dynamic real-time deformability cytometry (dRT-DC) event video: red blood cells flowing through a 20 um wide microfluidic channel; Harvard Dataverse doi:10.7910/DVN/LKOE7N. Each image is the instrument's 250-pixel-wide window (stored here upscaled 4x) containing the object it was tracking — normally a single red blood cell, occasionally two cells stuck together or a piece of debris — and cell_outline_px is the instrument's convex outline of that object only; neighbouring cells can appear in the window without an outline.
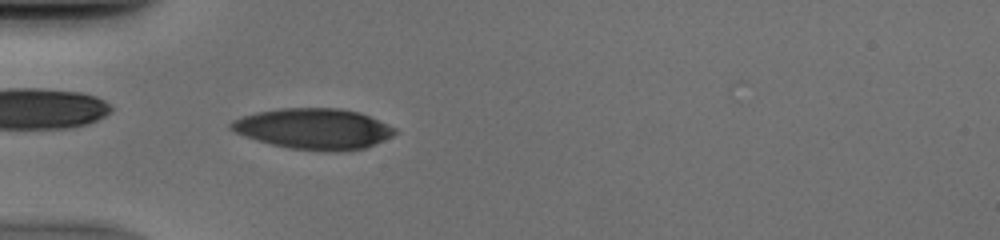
{"species": "human", "species_latin": "Homo sapiens", "temperature_condition": "cold", "stored_images_in_passage": 51, "camera_frame_rate_fps": 3000, "um_per_image_px": 0.085, "donor": {"sex": "male"}, "frame": {"image": 1, "passage_image": 16, "time_ms": 5.0, "image_size_px": [1000, 240], "cell_outline_px": [[396, 132], [392, 136], [364, 148], [336, 152], [324, 152], [288, 148], [256, 140], [244, 136], [228, 128], [228, 124], [232, 120], [240, 116], [260, 112], [284, 108], [336, 108], [356, 112], [368, 116], [396, 128]], "centroid_in_image_um": [26.62, 10.96], "position_along_channel_um": 58.4, "area_um2": 38.73}}
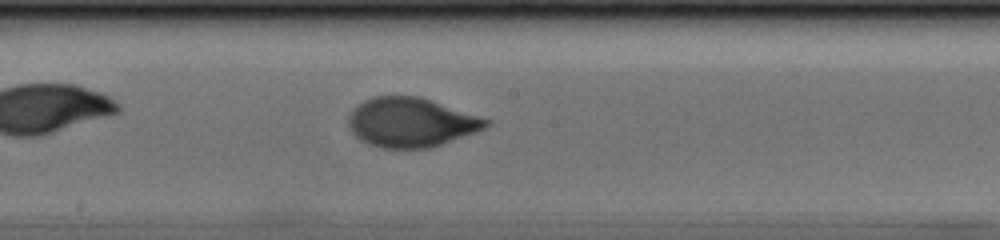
{"frame": {"image": 2, "passage_image": 28, "time_ms": 9.0, "image_size_px": [1000, 240], "cell_outline_px": [[488, 124], [484, 128], [440, 144], [428, 148], [380, 148], [368, 144], [360, 140], [352, 132], [348, 124], [348, 116], [364, 100], [372, 96], [420, 96], [488, 120]], "centroid_in_image_um": [34.85, 10.4], "position_along_channel_um": 213.3, "area_um2": 38.78}}
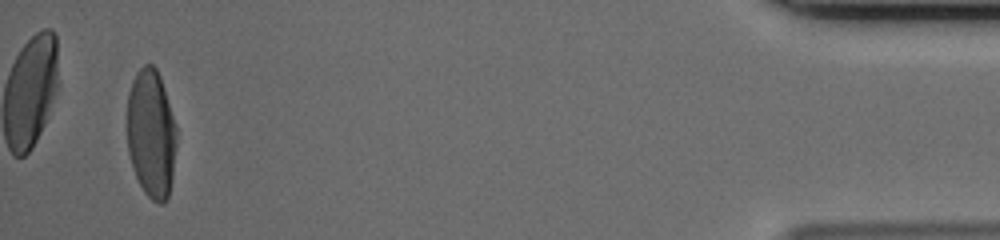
{"frame": {"image": 3, "passage_image": 49, "time_ms": 16.0, "image_size_px": [1000, 240], "cell_outline_px": [[176, 148], [172, 180], [168, 196], [164, 204], [160, 204], [152, 200], [144, 192], [132, 168], [128, 152], [128, 92], [132, 80], [136, 72], [144, 64], [152, 64], [156, 68], [160, 76], [164, 88], [176, 128]], "centroid_in_image_um": [12.85, 11.37], "position_along_channel_um": 422.3, "area_um2": 37.05}}